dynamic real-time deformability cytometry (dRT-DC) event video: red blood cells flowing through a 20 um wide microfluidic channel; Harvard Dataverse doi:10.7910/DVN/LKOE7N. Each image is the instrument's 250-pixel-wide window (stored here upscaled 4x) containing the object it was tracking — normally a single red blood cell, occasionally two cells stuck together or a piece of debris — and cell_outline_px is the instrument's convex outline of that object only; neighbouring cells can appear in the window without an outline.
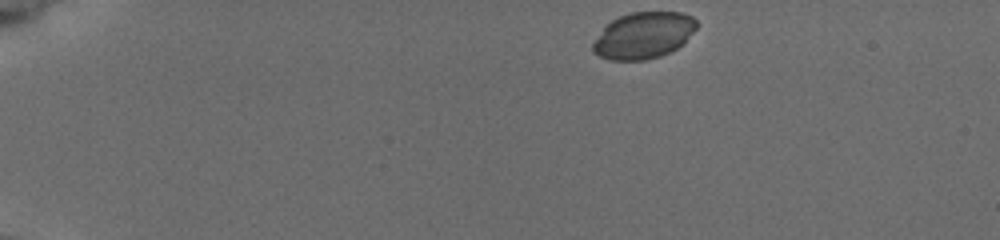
{"species": "common noctule bat (a hibernating species)", "species_latin": "Nyctalus noctula", "temperature_condition": "cold", "stored_images_in_passage": 46, "camera_frame_rate_fps": 3000, "um_per_image_px": 0.085, "animal": {"sex": "female", "body_mass_g": 19.5, "forearm_length_mm": 54.1}, "frame": {"image": 1, "passage_image": 1, "time_ms": 0.0, "image_size_px": [1000, 240], "cell_outline_px": [[696, 28], [676, 48], [660, 56], [648, 60], [608, 60], [592, 52], [592, 44], [604, 28], [612, 20], [620, 16], [632, 12], [680, 12], [692, 16], [696, 20]], "centroid_in_image_um": [54.67, 3.01], "position_along_channel_um": 30.3, "area_um2": 27.69}}
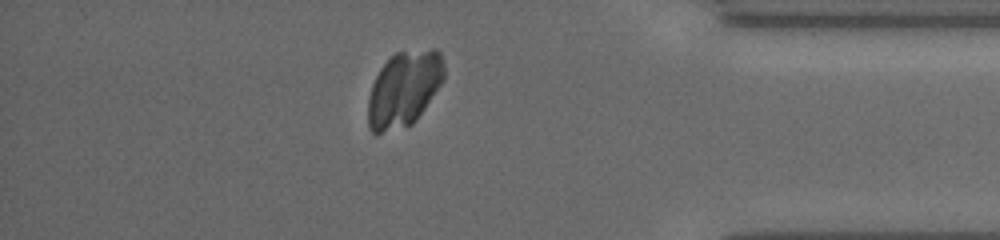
{"frame": {"image": 2, "passage_image": 40, "time_ms": 13.0, "image_size_px": [1000, 240], "cell_outline_px": [[444, 80], [424, 108], [412, 124], [376, 136], [368, 128], [368, 100], [372, 84], [380, 68], [396, 52], [432, 48], [436, 48], [440, 52], [444, 64]], "centroid_in_image_um": [34.33, 7.56], "position_along_channel_um": 400.9, "area_um2": 33.58}}